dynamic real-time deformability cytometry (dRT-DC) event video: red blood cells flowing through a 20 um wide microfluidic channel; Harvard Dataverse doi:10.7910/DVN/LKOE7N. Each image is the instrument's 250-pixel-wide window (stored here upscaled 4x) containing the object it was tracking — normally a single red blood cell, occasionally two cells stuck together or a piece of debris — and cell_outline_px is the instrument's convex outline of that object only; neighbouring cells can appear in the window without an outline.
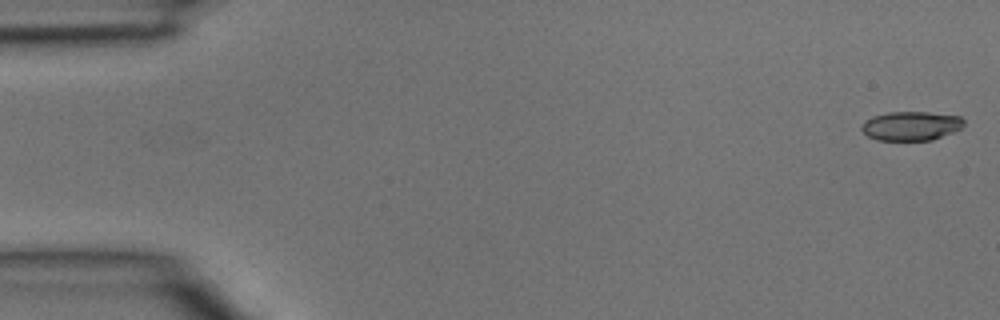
{"species": "common noctule bat (a hibernating species)", "species_latin": "Nyctalus noctula", "temperature_condition": "room temperature", "stored_images_in_passage": 4, "camera_frame_rate_fps": 3000, "um_per_image_px": 0.085, "animal": {"sex": "male", "body_mass_g": 15.6}, "frame": {"image": 1, "passage_image": 1, "time_ms": 0.0, "image_size_px": [1000, 320], "cell_outline_px": [[964, 124], [960, 128], [952, 132], [932, 140], [876, 140], [868, 136], [860, 128], [860, 124], [864, 120], [872, 116], [888, 112], [928, 112], [960, 116], [964, 120]], "centroid_in_image_um": [77.39, 10.69], "position_along_channel_um": 7.6, "area_um2": 17.4}}